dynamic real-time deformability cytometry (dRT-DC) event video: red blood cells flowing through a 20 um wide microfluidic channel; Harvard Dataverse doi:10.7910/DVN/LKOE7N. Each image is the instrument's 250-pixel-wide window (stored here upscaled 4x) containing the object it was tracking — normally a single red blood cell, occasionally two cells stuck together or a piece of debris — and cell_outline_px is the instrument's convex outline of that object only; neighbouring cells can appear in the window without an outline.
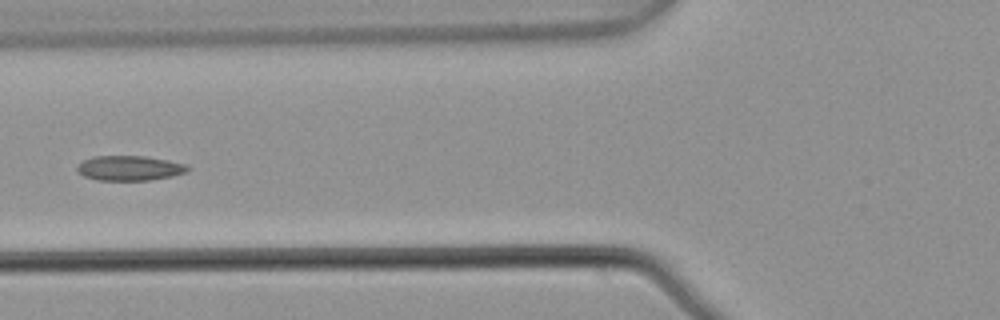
{"species": "common noctule bat (a hibernating species)", "species_latin": "Nyctalus noctula", "temperature_condition": "warm", "stored_images_in_passage": 6, "camera_frame_rate_fps": 3000, "um_per_image_px": 0.085, "animal": {"sex": "male", "body_mass_g": 21.5, "forearm_length_mm": 52.0}, "frame": {"image": 1, "passage_image": 5, "time_ms": 1.333, "image_size_px": [1000, 320], "cell_outline_px": [[192, 168], [184, 172], [172, 176], [148, 180], [96, 180], [84, 176], [76, 172], [76, 164], [92, 156], [144, 156], [168, 160], [188, 164]], "centroid_in_image_um": [10.98, 14.28], "position_along_channel_um": 114.8, "area_um2": 16.18}}
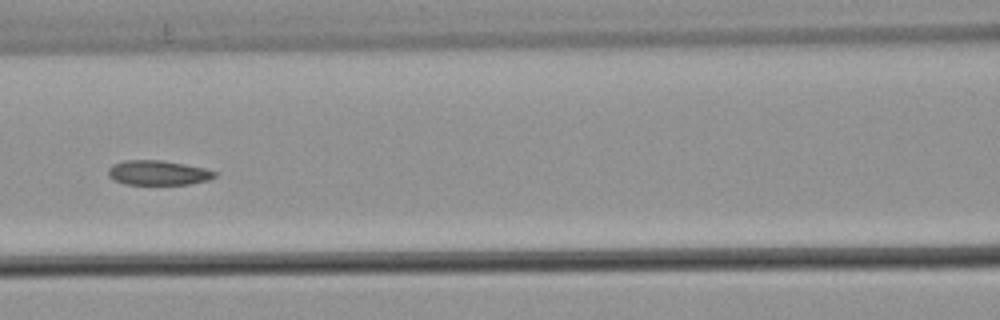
{"frame": {"image": 2, "passage_image": 6, "time_ms": 1.667, "image_size_px": [1000, 320], "cell_outline_px": [[216, 176], [208, 180], [188, 184], [124, 184], [108, 176], [108, 168], [112, 164], [124, 160], [160, 160], [184, 164], [204, 168], [216, 172]], "centroid_in_image_um": [13.41, 14.68], "position_along_channel_um": 153.2, "area_um2": 15.2}}